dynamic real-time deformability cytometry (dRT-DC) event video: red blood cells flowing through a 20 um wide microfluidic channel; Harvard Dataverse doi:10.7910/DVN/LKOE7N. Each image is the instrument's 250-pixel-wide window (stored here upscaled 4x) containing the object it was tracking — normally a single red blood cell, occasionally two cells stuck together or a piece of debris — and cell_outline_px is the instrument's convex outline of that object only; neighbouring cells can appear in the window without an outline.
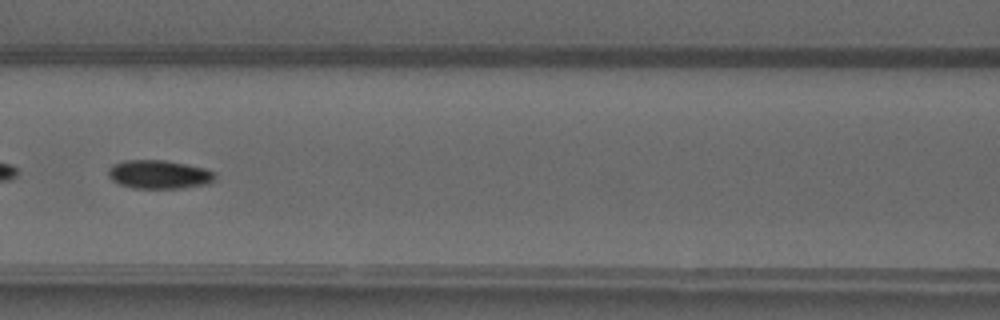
{"species": "common noctule bat (a hibernating species)", "species_latin": "Nyctalus noctula", "temperature_condition": "warm", "stored_images_in_passage": 42, "camera_frame_rate_fps": 3000, "um_per_image_px": 0.085, "animal": {"sex": "male", "forearm_length_mm": 52.5}, "frame": {"image": 1, "passage_image": 13, "time_ms": 4.0, "image_size_px": [1000, 320], "cell_outline_px": [[216, 180], [208, 184], [184, 188], [132, 188], [120, 184], [112, 180], [108, 176], [108, 168], [112, 164], [124, 160], [164, 160], [204, 168], [216, 172]], "centroid_in_image_um": [13.53, 14.83], "position_along_channel_um": 153.1, "area_um2": 17.98}}
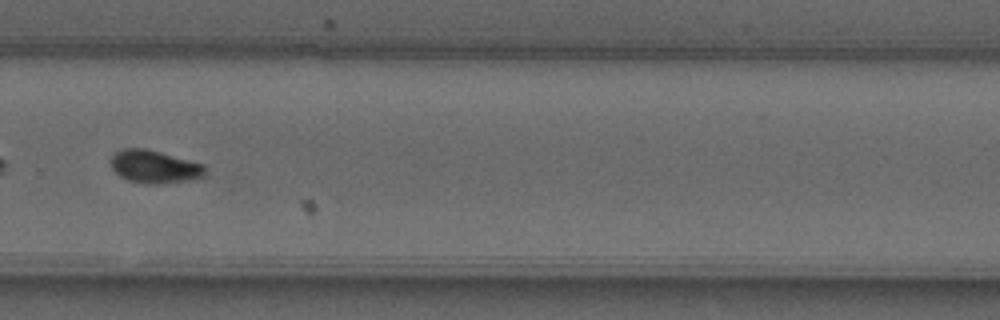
{"frame": {"image": 2, "passage_image": 25, "time_ms": 8.0, "image_size_px": [1000, 320], "cell_outline_px": [[208, 168], [204, 176], [192, 180], [156, 184], [148, 184], [128, 180], [120, 176], [108, 164], [108, 160], [116, 152], [124, 148], [144, 148], [160, 152], [204, 164]], "centroid_in_image_um": [13.13, 14.17], "position_along_channel_um": 316.7, "area_um2": 18.26}}
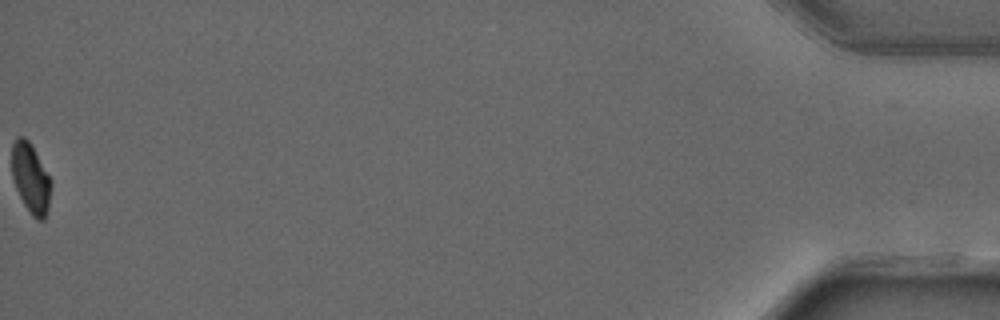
{"frame": {"image": 3, "passage_image": 41, "time_ms": 13.333, "image_size_px": [1000, 320], "cell_outline_px": [[52, 184], [48, 208], [44, 220], [36, 220], [32, 216], [24, 204], [16, 188], [12, 176], [12, 144], [20, 136], [24, 136], [32, 144], [52, 180]], "centroid_in_image_um": [2.63, 15.15], "position_along_channel_um": 432.6, "area_um2": 16.07}, "authors_computed_cell_mechanics": {"area_um2": 17.7446, "velocity_mm_per_s": 4.0994, "shape_relaxation_time_tau1_ms": 7.2368, "shape_relaxation_time_tau2_ms": 10.6329, "deformation_change_tau1": 0.1543, "deformation_change_tau2": 0.1139}}